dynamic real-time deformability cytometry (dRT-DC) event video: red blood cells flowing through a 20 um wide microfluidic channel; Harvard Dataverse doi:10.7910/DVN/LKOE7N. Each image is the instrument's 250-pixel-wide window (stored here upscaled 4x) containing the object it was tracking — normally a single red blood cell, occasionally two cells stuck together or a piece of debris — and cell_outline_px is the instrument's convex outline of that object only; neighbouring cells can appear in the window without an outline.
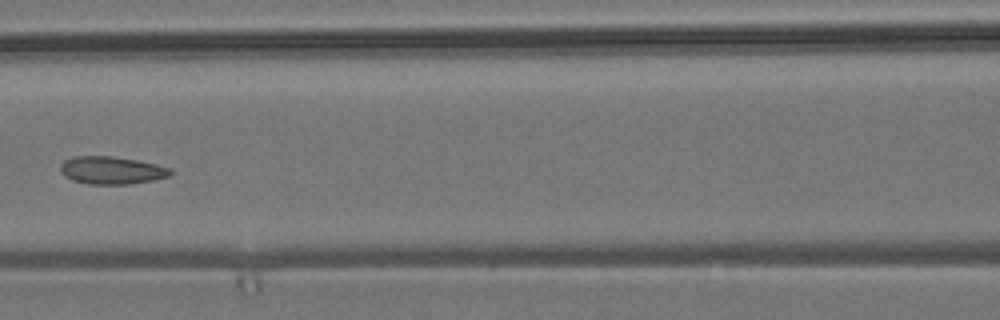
{"species": "common noctule bat (a hibernating species)", "species_latin": "Nyctalus noctula", "temperature_condition": "room temperature", "stored_images_in_passage": 6, "camera_frame_rate_fps": 3000, "um_per_image_px": 0.085, "animal": {"sex": "male", "body_mass_g": 19.2, "forearm_length_mm": 51.8}, "frame": {"image": 1, "passage_image": 6, "time_ms": 5.667, "image_size_px": [1000, 320], "cell_outline_px": [[172, 172], [168, 176], [152, 180], [132, 184], [88, 184], [72, 180], [64, 176], [60, 172], [60, 164], [64, 160], [72, 156], [112, 156], [136, 160], [156, 164], [172, 168]], "centroid_in_image_um": [9.45, 14.47], "position_along_channel_um": 157.1, "area_um2": 17.86}}